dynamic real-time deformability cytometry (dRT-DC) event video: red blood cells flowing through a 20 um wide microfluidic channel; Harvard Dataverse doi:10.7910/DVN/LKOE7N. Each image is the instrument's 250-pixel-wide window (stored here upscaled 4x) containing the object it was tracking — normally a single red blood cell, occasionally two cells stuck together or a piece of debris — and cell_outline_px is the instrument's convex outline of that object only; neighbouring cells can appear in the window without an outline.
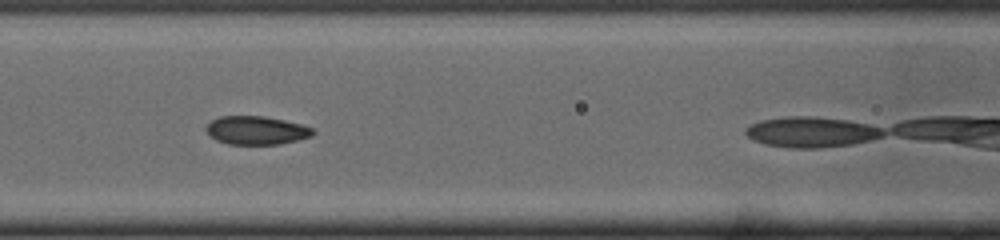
{"species": "common noctule bat (a hibernating species)", "species_latin": "Nyctalus noctula", "temperature_condition": "cold", "stored_images_in_passage": 29, "camera_frame_rate_fps": 3000, "um_per_image_px": 0.085, "animal": {"sex": "male", "body_mass_g": 19.0, "forearm_length_mm": 50.8}, "frame": {"image": 1, "passage_image": 9, "time_ms": 2.667, "image_size_px": [1000, 240], "cell_outline_px": [[316, 132], [312, 136], [280, 144], [228, 144], [216, 140], [204, 128], [212, 120], [220, 116], [264, 116], [284, 120], [300, 124], [312, 128]], "centroid_in_image_um": [21.8, 11.07], "position_along_channel_um": 144.8, "area_um2": 17.57}}